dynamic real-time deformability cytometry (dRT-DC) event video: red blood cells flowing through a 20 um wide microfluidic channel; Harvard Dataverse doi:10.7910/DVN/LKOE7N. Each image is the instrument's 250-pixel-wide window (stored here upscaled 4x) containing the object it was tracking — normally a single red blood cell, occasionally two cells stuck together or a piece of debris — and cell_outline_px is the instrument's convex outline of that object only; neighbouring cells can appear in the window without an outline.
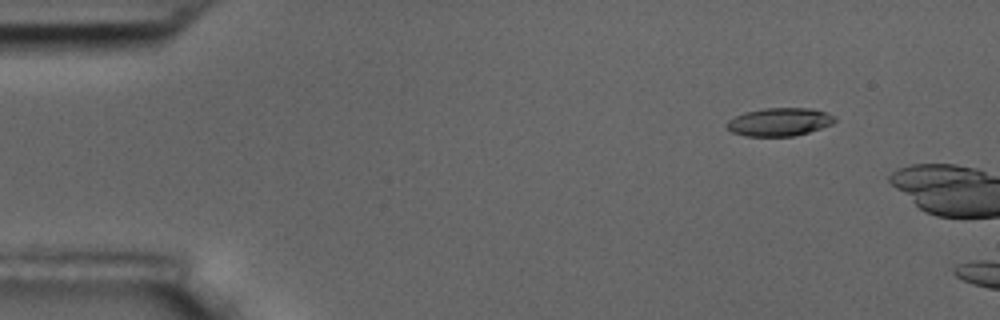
{"species": "common noctule bat (a hibernating species)", "species_latin": "Nyctalus noctula", "temperature_condition": "room temperature", "stored_images_in_passage": 3, "camera_frame_rate_fps": 3000, "um_per_image_px": 0.085, "animal": {"sex": "male", "body_mass_g": 17.5, "forearm_length_mm": 52.3}, "frame": {"image": 1, "passage_image": 2, "time_ms": 1.333, "image_size_px": [1000, 320], "cell_outline_px": [[836, 120], [832, 124], [808, 132], [792, 136], [744, 136], [732, 132], [724, 124], [728, 120], [744, 112], [764, 108], [812, 108], [824, 112], [832, 116]], "centroid_in_image_um": [66.2, 10.36], "position_along_channel_um": 18.8, "area_um2": 17.57}}